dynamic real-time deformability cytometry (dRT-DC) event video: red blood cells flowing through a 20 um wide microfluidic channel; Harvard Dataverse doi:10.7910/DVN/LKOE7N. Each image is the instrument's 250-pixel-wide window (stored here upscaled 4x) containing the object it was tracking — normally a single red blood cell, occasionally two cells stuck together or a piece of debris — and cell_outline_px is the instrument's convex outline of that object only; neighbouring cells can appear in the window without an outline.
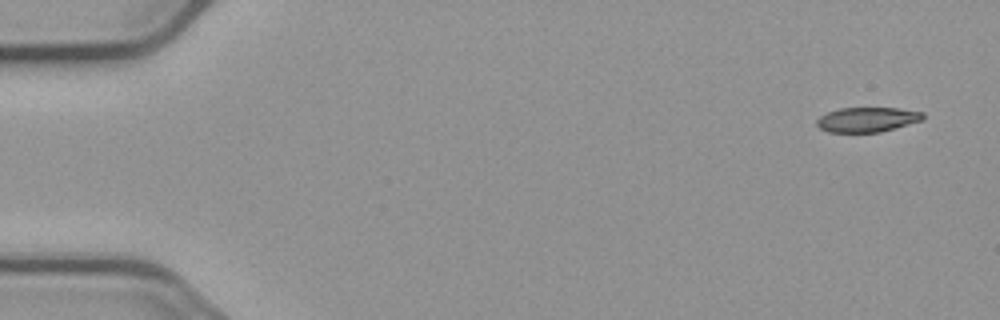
{"species": "common noctule bat (a hibernating species)", "species_latin": "Nyctalus noctula", "temperature_condition": "cold", "stored_images_in_passage": 5, "segment_of_instrument_passage": [2, 2], "camera_frame_rate_fps": 3000, "um_per_image_px": 0.085, "animal": {"sex": "male", "body_mass_g": 23.1, "forearm_length_mm": 52.7}, "frame": {"image": 1, "passage_image": 5, "time_ms": 4.667, "image_size_px": [1000, 320], "cell_outline_px": [[924, 120], [880, 132], [828, 132], [820, 128], [816, 124], [816, 120], [820, 116], [828, 112], [840, 108], [900, 108], [924, 112]], "centroid_in_image_um": [73.74, 10.16], "position_along_channel_um": 11.3, "area_um2": 15.37}}